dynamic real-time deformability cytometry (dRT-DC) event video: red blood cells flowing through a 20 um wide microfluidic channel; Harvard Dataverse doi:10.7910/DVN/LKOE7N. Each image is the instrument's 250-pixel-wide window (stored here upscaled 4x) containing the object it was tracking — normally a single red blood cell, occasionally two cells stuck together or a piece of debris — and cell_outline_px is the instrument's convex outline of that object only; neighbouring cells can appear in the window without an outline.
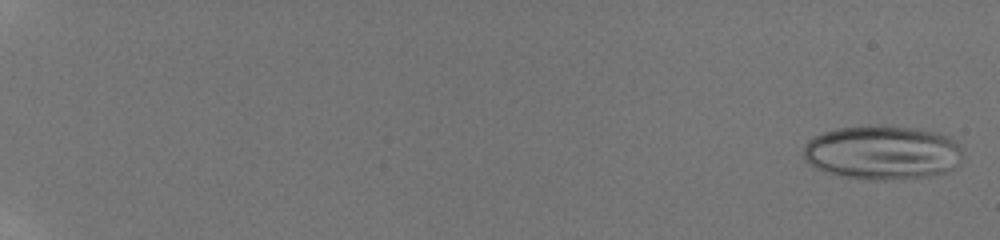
{"species": "human", "species_latin": "Homo sapiens", "temperature_condition": "room temperature", "stored_images_in_passage": 45, "camera_frame_rate_fps": 3000, "um_per_image_px": 0.085, "donor": {"sex": "male"}, "frame": {"image": 1, "passage_image": 1, "time_ms": 0.0, "image_size_px": [1000, 240], "cell_outline_px": [[960, 164], [948, 172], [932, 176], [884, 180], [872, 180], [840, 176], [824, 172], [808, 164], [804, 160], [804, 144], [808, 140], [824, 132], [836, 128], [868, 124], [912, 128], [936, 132], [948, 136], [960, 148]], "centroid_in_image_um": [74.97, 12.97], "position_along_channel_um": 10.0, "area_um2": 50.63}}
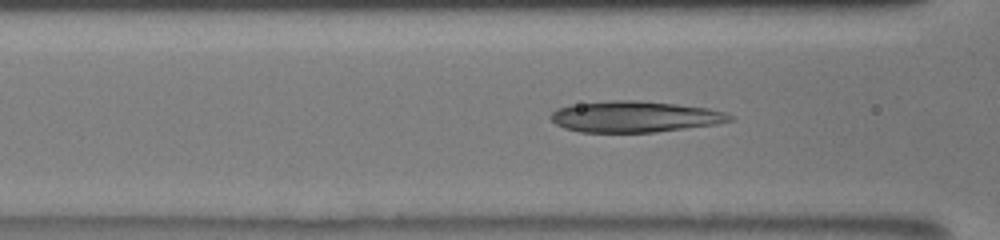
{"frame": {"image": 2, "passage_image": 27, "time_ms": 8.667, "image_size_px": [1000, 240], "cell_outline_px": [[732, 120], [716, 124], [656, 132], [580, 132], [564, 128], [556, 124], [548, 116], [556, 108], [572, 104], [612, 100], [636, 100], [676, 104], [708, 108], [728, 112], [732, 116]], "centroid_in_image_um": [53.93, 9.91], "position_along_channel_um": 112.7, "area_um2": 32.6}}
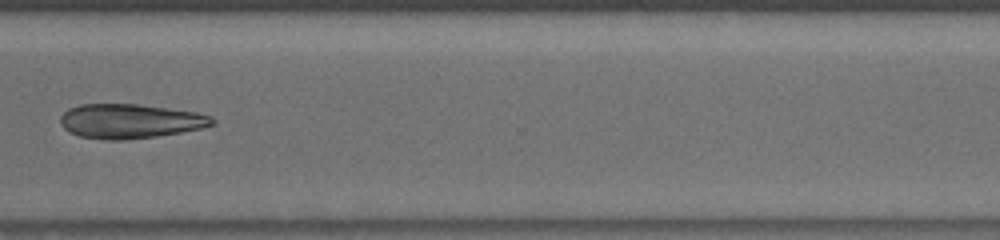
{"frame": {"image": 3, "passage_image": 40, "time_ms": 15.0, "image_size_px": [1000, 240], "cell_outline_px": [[216, 124], [200, 128], [180, 132], [156, 136], [124, 140], [108, 140], [80, 136], [68, 132], [60, 124], [60, 116], [68, 108], [80, 104], [136, 104], [196, 112], [212, 116], [216, 120]], "centroid_in_image_um": [11.04, 10.29], "position_along_channel_um": 359.6, "area_um2": 30.46}, "authors_computed_cell_mechanics": {"area_um2": 35.4314, "velocity_mm_per_s": 3.9032, "shape_relaxation_time_tau1_ms": 7.0408, "shape_relaxation_time_tau2_ms": null, "deformation_change_tau1": 0.1291, "deformation_change_tau2": null}}